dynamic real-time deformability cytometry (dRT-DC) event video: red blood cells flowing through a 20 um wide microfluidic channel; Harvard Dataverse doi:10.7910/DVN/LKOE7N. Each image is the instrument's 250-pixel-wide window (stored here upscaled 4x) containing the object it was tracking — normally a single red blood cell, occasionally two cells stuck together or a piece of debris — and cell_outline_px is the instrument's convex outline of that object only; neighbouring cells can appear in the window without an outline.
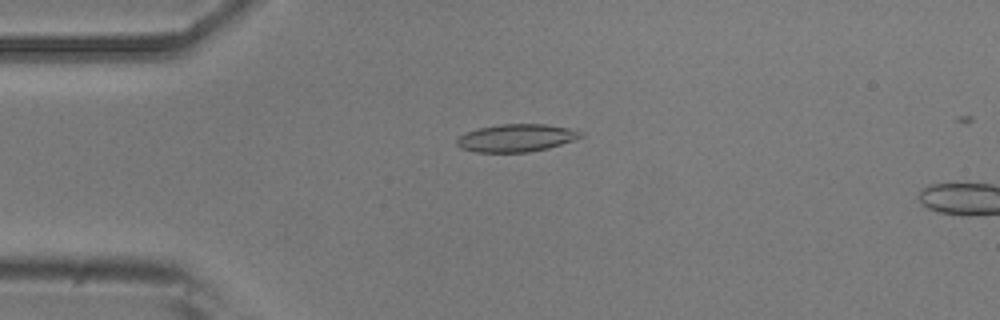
{"species": "common noctule bat (a hibernating species)", "species_latin": "Nyctalus noctula", "temperature_condition": "room temperature", "stored_images_in_passage": 14, "camera_frame_rate_fps": 3000, "um_per_image_px": 0.085, "animal": {"sex": "male", "body_mass_g": 20.5, "forearm_length_mm": 52.5}, "frame": {"image": 1, "passage_image": 12, "time_ms": 3.667, "image_size_px": [1000, 320], "cell_outline_px": [[584, 136], [548, 148], [528, 152], [476, 152], [460, 148], [456, 144], [456, 140], [464, 132], [480, 128], [500, 124], [544, 124], [568, 128], [584, 132]], "centroid_in_image_um": [43.86, 11.72], "position_along_channel_um": 41.1, "area_um2": 19.88}}